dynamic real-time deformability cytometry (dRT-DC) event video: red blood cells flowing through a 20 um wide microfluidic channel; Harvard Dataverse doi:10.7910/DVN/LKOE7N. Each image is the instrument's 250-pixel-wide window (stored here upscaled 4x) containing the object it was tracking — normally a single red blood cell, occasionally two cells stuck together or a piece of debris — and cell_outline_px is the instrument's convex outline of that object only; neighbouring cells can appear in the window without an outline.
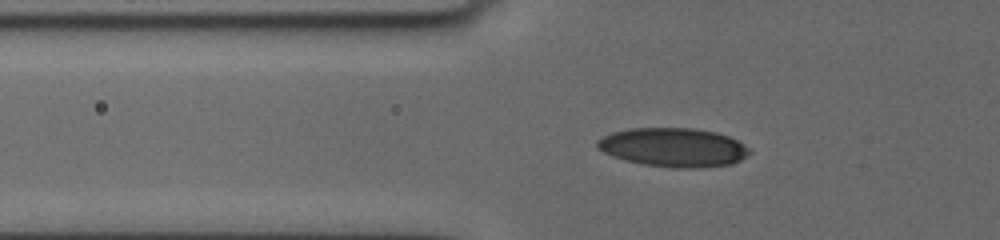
{"species": "human", "species_latin": "Homo sapiens", "temperature_condition": "cold", "stored_images_in_passage": 43, "camera_frame_rate_fps": 3000, "um_per_image_px": 0.085, "donor": {"sex": "female"}, "frame": {"image": 1, "passage_image": 2, "time_ms": 0.333, "image_size_px": [1000, 240], "cell_outline_px": [[752, 152], [740, 160], [732, 164], [696, 168], [672, 168], [644, 164], [624, 160], [612, 156], [596, 148], [596, 140], [612, 132], [632, 128], [692, 128], [716, 132], [728, 136], [744, 144]], "centroid_in_image_um": [57.23, 12.53], "position_along_channel_um": 68.6, "area_um2": 34.56}}
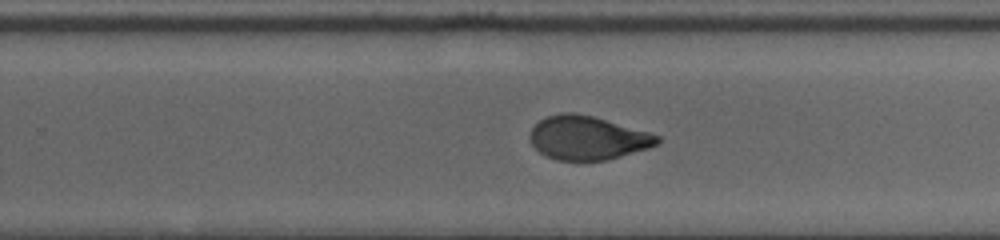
{"frame": {"image": 2, "passage_image": 26, "time_ms": 6.333, "image_size_px": [1000, 240], "cell_outline_px": [[660, 144], [648, 148], [608, 160], [556, 160], [540, 152], [532, 144], [528, 136], [532, 128], [540, 120], [548, 116], [564, 112], [572, 112], [592, 116], [648, 132], [660, 136]], "centroid_in_image_um": [49.94, 11.72], "position_along_channel_um": 279.9, "area_um2": 32.19}}
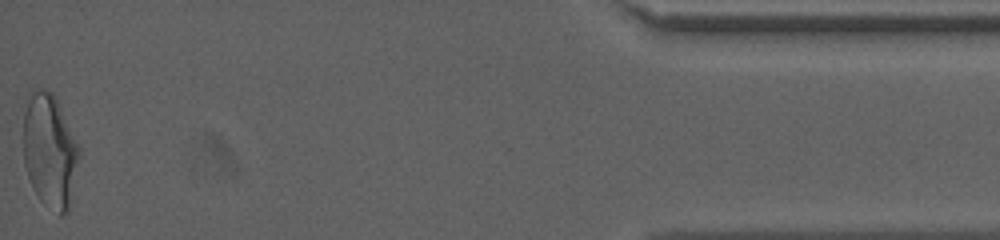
{"frame": {"image": 3, "passage_image": 43, "time_ms": 12.333, "image_size_px": [1000, 240], "cell_outline_px": [[80, 156], [68, 212], [60, 216], [44, 204], [40, 200], [32, 188], [24, 164], [24, 112], [28, 92], [32, 88], [40, 88], [52, 92], [56, 96], [80, 148]], "centroid_in_image_um": [4.23, 12.79], "position_along_channel_um": 431.0, "area_um2": 37.51}, "authors_computed_cell_mechanics": {"area_um2": 34.102, "velocity_mm_per_s": 3.6612, "shape_relaxation_time_tau1_ms": 7.1776, "shape_relaxation_time_tau2_ms": 1.0034, "deformation_change_tau1": 0.1839, "deformation_change_tau2": 0.0596}}